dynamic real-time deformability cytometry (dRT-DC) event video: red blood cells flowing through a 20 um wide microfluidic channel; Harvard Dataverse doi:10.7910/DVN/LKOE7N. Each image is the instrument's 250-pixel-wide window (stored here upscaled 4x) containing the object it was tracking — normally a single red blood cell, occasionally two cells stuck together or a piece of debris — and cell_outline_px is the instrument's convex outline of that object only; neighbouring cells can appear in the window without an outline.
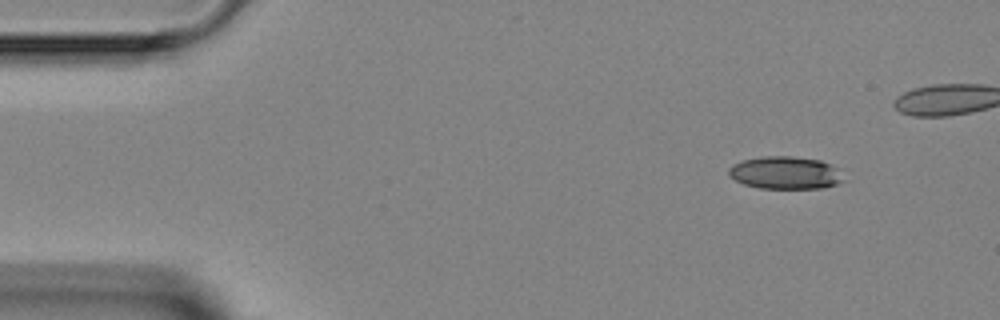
{"species": "Egyptian fruit bat (a non-hibernating species)", "species_latin": "Rousettus aegyptiacus", "temperature_condition": "room temperature", "stored_images_in_passage": 6, "camera_frame_rate_fps": 3000, "um_per_image_px": 0.085, "animal": {"sex": "female"}, "frame": {"image": 1, "passage_image": 1, "time_ms": 0.0, "image_size_px": [1000, 320], "cell_outline_px": [[844, 180], [836, 184], [824, 188], [760, 188], [744, 184], [728, 176], [728, 168], [732, 164], [744, 160], [760, 156], [792, 156], [820, 160], [832, 164], [840, 168]], "centroid_in_image_um": [66.77, 14.68], "position_along_channel_um": 18.2, "area_um2": 22.08}}
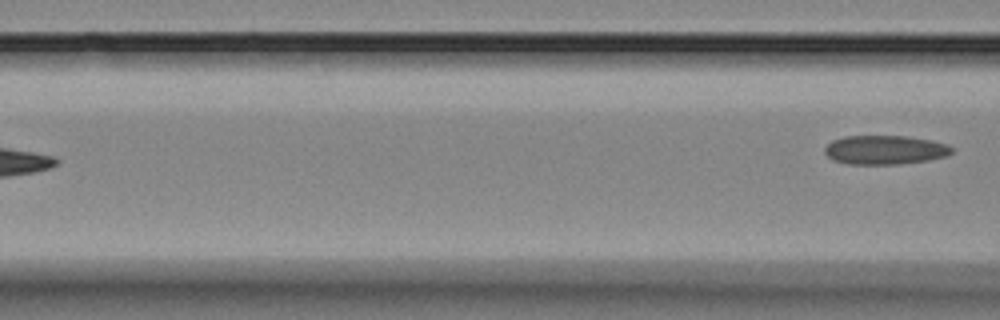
{"frame": {"image": 2, "passage_image": 6, "time_ms": 5.667, "image_size_px": [1000, 320], "cell_outline_px": [[952, 152], [948, 156], [928, 160], [900, 164], [848, 164], [832, 160], [824, 152], [824, 148], [832, 140], [844, 136], [904, 136], [932, 140], [948, 144], [952, 148]], "centroid_in_image_um": [75.22, 12.74], "position_along_channel_um": 91.4, "area_um2": 21.62}}